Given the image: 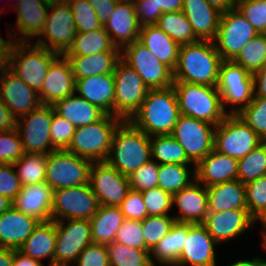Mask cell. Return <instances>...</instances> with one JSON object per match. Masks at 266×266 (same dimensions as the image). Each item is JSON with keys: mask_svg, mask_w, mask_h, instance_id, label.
Listing matches in <instances>:
<instances>
[{"mask_svg": "<svg viewBox=\"0 0 266 266\" xmlns=\"http://www.w3.org/2000/svg\"><path fill=\"white\" fill-rule=\"evenodd\" d=\"M180 116L173 85L167 88L149 89L140 108L129 121L149 137L171 135Z\"/></svg>", "mask_w": 266, "mask_h": 266, "instance_id": "obj_1", "label": "cell"}, {"mask_svg": "<svg viewBox=\"0 0 266 266\" xmlns=\"http://www.w3.org/2000/svg\"><path fill=\"white\" fill-rule=\"evenodd\" d=\"M223 60L213 41L199 40L180 46L178 62L173 70L174 82L215 86Z\"/></svg>", "mask_w": 266, "mask_h": 266, "instance_id": "obj_2", "label": "cell"}, {"mask_svg": "<svg viewBox=\"0 0 266 266\" xmlns=\"http://www.w3.org/2000/svg\"><path fill=\"white\" fill-rule=\"evenodd\" d=\"M150 159V137L129 120H123L113 134L107 162L121 174L130 176Z\"/></svg>", "mask_w": 266, "mask_h": 266, "instance_id": "obj_3", "label": "cell"}, {"mask_svg": "<svg viewBox=\"0 0 266 266\" xmlns=\"http://www.w3.org/2000/svg\"><path fill=\"white\" fill-rule=\"evenodd\" d=\"M180 115L192 117L213 125L224 120L221 96L215 86L188 82H174Z\"/></svg>", "mask_w": 266, "mask_h": 266, "instance_id": "obj_4", "label": "cell"}, {"mask_svg": "<svg viewBox=\"0 0 266 266\" xmlns=\"http://www.w3.org/2000/svg\"><path fill=\"white\" fill-rule=\"evenodd\" d=\"M122 121L116 115L106 114L95 123L77 127L66 151L92 162L107 161L113 134Z\"/></svg>", "mask_w": 266, "mask_h": 266, "instance_id": "obj_5", "label": "cell"}, {"mask_svg": "<svg viewBox=\"0 0 266 266\" xmlns=\"http://www.w3.org/2000/svg\"><path fill=\"white\" fill-rule=\"evenodd\" d=\"M59 55L33 42L14 41L10 70L39 93L51 63Z\"/></svg>", "mask_w": 266, "mask_h": 266, "instance_id": "obj_6", "label": "cell"}, {"mask_svg": "<svg viewBox=\"0 0 266 266\" xmlns=\"http://www.w3.org/2000/svg\"><path fill=\"white\" fill-rule=\"evenodd\" d=\"M91 164V160L66 150L52 151L47 154L45 183L52 190L87 184Z\"/></svg>", "mask_w": 266, "mask_h": 266, "instance_id": "obj_7", "label": "cell"}, {"mask_svg": "<svg viewBox=\"0 0 266 266\" xmlns=\"http://www.w3.org/2000/svg\"><path fill=\"white\" fill-rule=\"evenodd\" d=\"M258 34L235 6L222 13L213 43L223 61H233L242 48Z\"/></svg>", "mask_w": 266, "mask_h": 266, "instance_id": "obj_8", "label": "cell"}, {"mask_svg": "<svg viewBox=\"0 0 266 266\" xmlns=\"http://www.w3.org/2000/svg\"><path fill=\"white\" fill-rule=\"evenodd\" d=\"M263 141L238 114H227L215 126L214 150L240 159L245 157Z\"/></svg>", "mask_w": 266, "mask_h": 266, "instance_id": "obj_9", "label": "cell"}, {"mask_svg": "<svg viewBox=\"0 0 266 266\" xmlns=\"http://www.w3.org/2000/svg\"><path fill=\"white\" fill-rule=\"evenodd\" d=\"M115 80L114 115L129 120L140 108L149 88L140 75L122 58L113 72Z\"/></svg>", "mask_w": 266, "mask_h": 266, "instance_id": "obj_10", "label": "cell"}, {"mask_svg": "<svg viewBox=\"0 0 266 266\" xmlns=\"http://www.w3.org/2000/svg\"><path fill=\"white\" fill-rule=\"evenodd\" d=\"M76 26L67 2L50 5L45 25L34 44L64 55L74 42Z\"/></svg>", "mask_w": 266, "mask_h": 266, "instance_id": "obj_11", "label": "cell"}, {"mask_svg": "<svg viewBox=\"0 0 266 266\" xmlns=\"http://www.w3.org/2000/svg\"><path fill=\"white\" fill-rule=\"evenodd\" d=\"M98 207L99 203L90 183L53 190L52 221L90 220L97 212Z\"/></svg>", "mask_w": 266, "mask_h": 266, "instance_id": "obj_12", "label": "cell"}, {"mask_svg": "<svg viewBox=\"0 0 266 266\" xmlns=\"http://www.w3.org/2000/svg\"><path fill=\"white\" fill-rule=\"evenodd\" d=\"M215 125L180 115L171 136L184 148L187 158L196 166L214 149Z\"/></svg>", "mask_w": 266, "mask_h": 266, "instance_id": "obj_13", "label": "cell"}, {"mask_svg": "<svg viewBox=\"0 0 266 266\" xmlns=\"http://www.w3.org/2000/svg\"><path fill=\"white\" fill-rule=\"evenodd\" d=\"M121 58L140 75L149 89L167 88L174 83L173 70L138 40L121 51Z\"/></svg>", "mask_w": 266, "mask_h": 266, "instance_id": "obj_14", "label": "cell"}, {"mask_svg": "<svg viewBox=\"0 0 266 266\" xmlns=\"http://www.w3.org/2000/svg\"><path fill=\"white\" fill-rule=\"evenodd\" d=\"M51 120L52 105H41L17 119L16 129L25 153L49 154L55 151L50 138Z\"/></svg>", "mask_w": 266, "mask_h": 266, "instance_id": "obj_15", "label": "cell"}, {"mask_svg": "<svg viewBox=\"0 0 266 266\" xmlns=\"http://www.w3.org/2000/svg\"><path fill=\"white\" fill-rule=\"evenodd\" d=\"M203 225L223 250L225 243L229 244L230 242L231 244L237 241L236 239L241 240V237L244 240L246 235V239H248L249 234L254 231L252 229H257L259 224L249 214L248 210L234 209L223 212H209Z\"/></svg>", "mask_w": 266, "mask_h": 266, "instance_id": "obj_16", "label": "cell"}, {"mask_svg": "<svg viewBox=\"0 0 266 266\" xmlns=\"http://www.w3.org/2000/svg\"><path fill=\"white\" fill-rule=\"evenodd\" d=\"M91 243L93 241L89 220L56 221L54 262L73 264L80 252Z\"/></svg>", "mask_w": 266, "mask_h": 266, "instance_id": "obj_17", "label": "cell"}, {"mask_svg": "<svg viewBox=\"0 0 266 266\" xmlns=\"http://www.w3.org/2000/svg\"><path fill=\"white\" fill-rule=\"evenodd\" d=\"M89 183L99 205L119 206L130 190L129 177L107 161L92 162Z\"/></svg>", "mask_w": 266, "mask_h": 266, "instance_id": "obj_18", "label": "cell"}, {"mask_svg": "<svg viewBox=\"0 0 266 266\" xmlns=\"http://www.w3.org/2000/svg\"><path fill=\"white\" fill-rule=\"evenodd\" d=\"M220 247L203 224L187 223V238L175 266H220Z\"/></svg>", "mask_w": 266, "mask_h": 266, "instance_id": "obj_19", "label": "cell"}, {"mask_svg": "<svg viewBox=\"0 0 266 266\" xmlns=\"http://www.w3.org/2000/svg\"><path fill=\"white\" fill-rule=\"evenodd\" d=\"M49 5L43 0H24L13 8L15 24H8L7 36L15 42H34L44 28Z\"/></svg>", "mask_w": 266, "mask_h": 266, "instance_id": "obj_20", "label": "cell"}, {"mask_svg": "<svg viewBox=\"0 0 266 266\" xmlns=\"http://www.w3.org/2000/svg\"><path fill=\"white\" fill-rule=\"evenodd\" d=\"M208 213L207 189L197 180L173 195L172 216L176 222L203 224Z\"/></svg>", "mask_w": 266, "mask_h": 266, "instance_id": "obj_21", "label": "cell"}, {"mask_svg": "<svg viewBox=\"0 0 266 266\" xmlns=\"http://www.w3.org/2000/svg\"><path fill=\"white\" fill-rule=\"evenodd\" d=\"M76 80L70 62L59 55L50 65L43 81L39 98L42 105H53L75 93Z\"/></svg>", "mask_w": 266, "mask_h": 266, "instance_id": "obj_22", "label": "cell"}, {"mask_svg": "<svg viewBox=\"0 0 266 266\" xmlns=\"http://www.w3.org/2000/svg\"><path fill=\"white\" fill-rule=\"evenodd\" d=\"M0 97L17 119L42 105L39 93L11 70L0 80Z\"/></svg>", "mask_w": 266, "mask_h": 266, "instance_id": "obj_23", "label": "cell"}, {"mask_svg": "<svg viewBox=\"0 0 266 266\" xmlns=\"http://www.w3.org/2000/svg\"><path fill=\"white\" fill-rule=\"evenodd\" d=\"M40 221L11 206L0 215V247L18 250Z\"/></svg>", "mask_w": 266, "mask_h": 266, "instance_id": "obj_24", "label": "cell"}, {"mask_svg": "<svg viewBox=\"0 0 266 266\" xmlns=\"http://www.w3.org/2000/svg\"><path fill=\"white\" fill-rule=\"evenodd\" d=\"M114 46L121 51L137 41L141 26L138 24L134 5L117 3L112 15L103 26Z\"/></svg>", "mask_w": 266, "mask_h": 266, "instance_id": "obj_25", "label": "cell"}, {"mask_svg": "<svg viewBox=\"0 0 266 266\" xmlns=\"http://www.w3.org/2000/svg\"><path fill=\"white\" fill-rule=\"evenodd\" d=\"M196 180L205 187L237 180L238 159L212 150L195 166Z\"/></svg>", "mask_w": 266, "mask_h": 266, "instance_id": "obj_26", "label": "cell"}, {"mask_svg": "<svg viewBox=\"0 0 266 266\" xmlns=\"http://www.w3.org/2000/svg\"><path fill=\"white\" fill-rule=\"evenodd\" d=\"M75 93L106 114L114 115L115 80L113 74H100L76 80Z\"/></svg>", "mask_w": 266, "mask_h": 266, "instance_id": "obj_27", "label": "cell"}, {"mask_svg": "<svg viewBox=\"0 0 266 266\" xmlns=\"http://www.w3.org/2000/svg\"><path fill=\"white\" fill-rule=\"evenodd\" d=\"M53 190L47 183H38L22 187L20 193L13 201V206L30 215L40 222L52 220Z\"/></svg>", "mask_w": 266, "mask_h": 266, "instance_id": "obj_28", "label": "cell"}, {"mask_svg": "<svg viewBox=\"0 0 266 266\" xmlns=\"http://www.w3.org/2000/svg\"><path fill=\"white\" fill-rule=\"evenodd\" d=\"M182 12L199 40H214L222 12L205 0H184Z\"/></svg>", "mask_w": 266, "mask_h": 266, "instance_id": "obj_29", "label": "cell"}, {"mask_svg": "<svg viewBox=\"0 0 266 266\" xmlns=\"http://www.w3.org/2000/svg\"><path fill=\"white\" fill-rule=\"evenodd\" d=\"M52 107L56 114L73 124L75 128L95 123L106 115L99 107L76 93L55 102Z\"/></svg>", "mask_w": 266, "mask_h": 266, "instance_id": "obj_30", "label": "cell"}, {"mask_svg": "<svg viewBox=\"0 0 266 266\" xmlns=\"http://www.w3.org/2000/svg\"><path fill=\"white\" fill-rule=\"evenodd\" d=\"M138 41L172 70L178 62L180 44L164 33L156 24L141 26Z\"/></svg>", "mask_w": 266, "mask_h": 266, "instance_id": "obj_31", "label": "cell"}, {"mask_svg": "<svg viewBox=\"0 0 266 266\" xmlns=\"http://www.w3.org/2000/svg\"><path fill=\"white\" fill-rule=\"evenodd\" d=\"M55 242L56 221L40 222L18 250L42 264L46 260L51 263L54 262Z\"/></svg>", "mask_w": 266, "mask_h": 266, "instance_id": "obj_32", "label": "cell"}, {"mask_svg": "<svg viewBox=\"0 0 266 266\" xmlns=\"http://www.w3.org/2000/svg\"><path fill=\"white\" fill-rule=\"evenodd\" d=\"M208 211L247 210L245 184L239 180L206 187Z\"/></svg>", "mask_w": 266, "mask_h": 266, "instance_id": "obj_33", "label": "cell"}, {"mask_svg": "<svg viewBox=\"0 0 266 266\" xmlns=\"http://www.w3.org/2000/svg\"><path fill=\"white\" fill-rule=\"evenodd\" d=\"M70 62L75 80L100 74H113L121 51H107L90 56L65 55Z\"/></svg>", "mask_w": 266, "mask_h": 266, "instance_id": "obj_34", "label": "cell"}, {"mask_svg": "<svg viewBox=\"0 0 266 266\" xmlns=\"http://www.w3.org/2000/svg\"><path fill=\"white\" fill-rule=\"evenodd\" d=\"M187 238V223L176 222L150 251L153 266H175Z\"/></svg>", "mask_w": 266, "mask_h": 266, "instance_id": "obj_35", "label": "cell"}, {"mask_svg": "<svg viewBox=\"0 0 266 266\" xmlns=\"http://www.w3.org/2000/svg\"><path fill=\"white\" fill-rule=\"evenodd\" d=\"M124 220L119 206L99 205L97 212L89 220L93 243L108 245L113 242Z\"/></svg>", "mask_w": 266, "mask_h": 266, "instance_id": "obj_36", "label": "cell"}, {"mask_svg": "<svg viewBox=\"0 0 266 266\" xmlns=\"http://www.w3.org/2000/svg\"><path fill=\"white\" fill-rule=\"evenodd\" d=\"M107 51H121L116 48L104 27L90 32H77L71 47L64 55L90 56Z\"/></svg>", "mask_w": 266, "mask_h": 266, "instance_id": "obj_37", "label": "cell"}, {"mask_svg": "<svg viewBox=\"0 0 266 266\" xmlns=\"http://www.w3.org/2000/svg\"><path fill=\"white\" fill-rule=\"evenodd\" d=\"M158 187L174 195L196 180L195 165L159 164Z\"/></svg>", "mask_w": 266, "mask_h": 266, "instance_id": "obj_38", "label": "cell"}, {"mask_svg": "<svg viewBox=\"0 0 266 266\" xmlns=\"http://www.w3.org/2000/svg\"><path fill=\"white\" fill-rule=\"evenodd\" d=\"M151 159L158 164L194 165L185 153L184 148L171 135L150 137Z\"/></svg>", "mask_w": 266, "mask_h": 266, "instance_id": "obj_39", "label": "cell"}, {"mask_svg": "<svg viewBox=\"0 0 266 266\" xmlns=\"http://www.w3.org/2000/svg\"><path fill=\"white\" fill-rule=\"evenodd\" d=\"M156 25L180 45L199 41L182 10L164 12Z\"/></svg>", "mask_w": 266, "mask_h": 266, "instance_id": "obj_40", "label": "cell"}, {"mask_svg": "<svg viewBox=\"0 0 266 266\" xmlns=\"http://www.w3.org/2000/svg\"><path fill=\"white\" fill-rule=\"evenodd\" d=\"M47 154L25 153L13 165L22 187L44 183Z\"/></svg>", "mask_w": 266, "mask_h": 266, "instance_id": "obj_41", "label": "cell"}, {"mask_svg": "<svg viewBox=\"0 0 266 266\" xmlns=\"http://www.w3.org/2000/svg\"><path fill=\"white\" fill-rule=\"evenodd\" d=\"M110 266H153L150 251L113 241L106 245Z\"/></svg>", "mask_w": 266, "mask_h": 266, "instance_id": "obj_42", "label": "cell"}, {"mask_svg": "<svg viewBox=\"0 0 266 266\" xmlns=\"http://www.w3.org/2000/svg\"><path fill=\"white\" fill-rule=\"evenodd\" d=\"M266 175V142H262L245 157L238 159L237 180L243 184Z\"/></svg>", "mask_w": 266, "mask_h": 266, "instance_id": "obj_43", "label": "cell"}, {"mask_svg": "<svg viewBox=\"0 0 266 266\" xmlns=\"http://www.w3.org/2000/svg\"><path fill=\"white\" fill-rule=\"evenodd\" d=\"M266 59V34H258L249 41L233 60L250 74H254L264 67Z\"/></svg>", "mask_w": 266, "mask_h": 266, "instance_id": "obj_44", "label": "cell"}, {"mask_svg": "<svg viewBox=\"0 0 266 266\" xmlns=\"http://www.w3.org/2000/svg\"><path fill=\"white\" fill-rule=\"evenodd\" d=\"M221 96L223 110L227 114H238L254 98V85L216 87Z\"/></svg>", "mask_w": 266, "mask_h": 266, "instance_id": "obj_45", "label": "cell"}, {"mask_svg": "<svg viewBox=\"0 0 266 266\" xmlns=\"http://www.w3.org/2000/svg\"><path fill=\"white\" fill-rule=\"evenodd\" d=\"M246 206L259 226L266 220V175L245 184Z\"/></svg>", "mask_w": 266, "mask_h": 266, "instance_id": "obj_46", "label": "cell"}, {"mask_svg": "<svg viewBox=\"0 0 266 266\" xmlns=\"http://www.w3.org/2000/svg\"><path fill=\"white\" fill-rule=\"evenodd\" d=\"M174 223L175 218L172 215L147 216L142 220L145 250L151 251L170 231Z\"/></svg>", "mask_w": 266, "mask_h": 266, "instance_id": "obj_47", "label": "cell"}, {"mask_svg": "<svg viewBox=\"0 0 266 266\" xmlns=\"http://www.w3.org/2000/svg\"><path fill=\"white\" fill-rule=\"evenodd\" d=\"M238 115L263 142H266V98H253L252 102Z\"/></svg>", "mask_w": 266, "mask_h": 266, "instance_id": "obj_48", "label": "cell"}, {"mask_svg": "<svg viewBox=\"0 0 266 266\" xmlns=\"http://www.w3.org/2000/svg\"><path fill=\"white\" fill-rule=\"evenodd\" d=\"M67 3L72 11L77 32H90L103 27L87 0H70Z\"/></svg>", "mask_w": 266, "mask_h": 266, "instance_id": "obj_49", "label": "cell"}, {"mask_svg": "<svg viewBox=\"0 0 266 266\" xmlns=\"http://www.w3.org/2000/svg\"><path fill=\"white\" fill-rule=\"evenodd\" d=\"M148 216L172 215L173 195L154 187L141 191Z\"/></svg>", "mask_w": 266, "mask_h": 266, "instance_id": "obj_50", "label": "cell"}, {"mask_svg": "<svg viewBox=\"0 0 266 266\" xmlns=\"http://www.w3.org/2000/svg\"><path fill=\"white\" fill-rule=\"evenodd\" d=\"M236 85H254L253 75L233 61H222L219 67L216 87H231Z\"/></svg>", "mask_w": 266, "mask_h": 266, "instance_id": "obj_51", "label": "cell"}, {"mask_svg": "<svg viewBox=\"0 0 266 266\" xmlns=\"http://www.w3.org/2000/svg\"><path fill=\"white\" fill-rule=\"evenodd\" d=\"M235 6L260 34H266V0H236Z\"/></svg>", "mask_w": 266, "mask_h": 266, "instance_id": "obj_52", "label": "cell"}, {"mask_svg": "<svg viewBox=\"0 0 266 266\" xmlns=\"http://www.w3.org/2000/svg\"><path fill=\"white\" fill-rule=\"evenodd\" d=\"M25 154L17 129L0 132V164H14Z\"/></svg>", "mask_w": 266, "mask_h": 266, "instance_id": "obj_53", "label": "cell"}, {"mask_svg": "<svg viewBox=\"0 0 266 266\" xmlns=\"http://www.w3.org/2000/svg\"><path fill=\"white\" fill-rule=\"evenodd\" d=\"M159 164L150 159L146 164L140 166L129 177L130 189L145 191L158 186Z\"/></svg>", "mask_w": 266, "mask_h": 266, "instance_id": "obj_54", "label": "cell"}, {"mask_svg": "<svg viewBox=\"0 0 266 266\" xmlns=\"http://www.w3.org/2000/svg\"><path fill=\"white\" fill-rule=\"evenodd\" d=\"M75 129L73 124L56 114L52 107L50 138L55 150H66L69 147Z\"/></svg>", "mask_w": 266, "mask_h": 266, "instance_id": "obj_55", "label": "cell"}, {"mask_svg": "<svg viewBox=\"0 0 266 266\" xmlns=\"http://www.w3.org/2000/svg\"><path fill=\"white\" fill-rule=\"evenodd\" d=\"M114 241L136 249H145L142 221L125 219Z\"/></svg>", "mask_w": 266, "mask_h": 266, "instance_id": "obj_56", "label": "cell"}, {"mask_svg": "<svg viewBox=\"0 0 266 266\" xmlns=\"http://www.w3.org/2000/svg\"><path fill=\"white\" fill-rule=\"evenodd\" d=\"M73 266H110L106 245L91 243L79 254Z\"/></svg>", "mask_w": 266, "mask_h": 266, "instance_id": "obj_57", "label": "cell"}, {"mask_svg": "<svg viewBox=\"0 0 266 266\" xmlns=\"http://www.w3.org/2000/svg\"><path fill=\"white\" fill-rule=\"evenodd\" d=\"M119 207L125 219L142 221L148 216L140 191L130 189Z\"/></svg>", "mask_w": 266, "mask_h": 266, "instance_id": "obj_58", "label": "cell"}, {"mask_svg": "<svg viewBox=\"0 0 266 266\" xmlns=\"http://www.w3.org/2000/svg\"><path fill=\"white\" fill-rule=\"evenodd\" d=\"M22 189L13 164H0V194L12 202Z\"/></svg>", "mask_w": 266, "mask_h": 266, "instance_id": "obj_59", "label": "cell"}, {"mask_svg": "<svg viewBox=\"0 0 266 266\" xmlns=\"http://www.w3.org/2000/svg\"><path fill=\"white\" fill-rule=\"evenodd\" d=\"M138 24L140 26L156 24L163 14L161 9H157L151 0H137L134 4Z\"/></svg>", "mask_w": 266, "mask_h": 266, "instance_id": "obj_60", "label": "cell"}, {"mask_svg": "<svg viewBox=\"0 0 266 266\" xmlns=\"http://www.w3.org/2000/svg\"><path fill=\"white\" fill-rule=\"evenodd\" d=\"M13 44L10 37H0V80L10 71Z\"/></svg>", "mask_w": 266, "mask_h": 266, "instance_id": "obj_61", "label": "cell"}, {"mask_svg": "<svg viewBox=\"0 0 266 266\" xmlns=\"http://www.w3.org/2000/svg\"><path fill=\"white\" fill-rule=\"evenodd\" d=\"M95 10L96 16L102 26L106 24L117 5L116 0H87Z\"/></svg>", "mask_w": 266, "mask_h": 266, "instance_id": "obj_62", "label": "cell"}, {"mask_svg": "<svg viewBox=\"0 0 266 266\" xmlns=\"http://www.w3.org/2000/svg\"><path fill=\"white\" fill-rule=\"evenodd\" d=\"M16 124L17 118L0 97V132L13 130L16 128Z\"/></svg>", "mask_w": 266, "mask_h": 266, "instance_id": "obj_63", "label": "cell"}, {"mask_svg": "<svg viewBox=\"0 0 266 266\" xmlns=\"http://www.w3.org/2000/svg\"><path fill=\"white\" fill-rule=\"evenodd\" d=\"M254 98H266V67L253 74Z\"/></svg>", "mask_w": 266, "mask_h": 266, "instance_id": "obj_64", "label": "cell"}, {"mask_svg": "<svg viewBox=\"0 0 266 266\" xmlns=\"http://www.w3.org/2000/svg\"><path fill=\"white\" fill-rule=\"evenodd\" d=\"M258 253H253V255H244V257L242 256H238V257H240V258H237V257H235V258H233L232 260L233 261H231V260H229L228 261V263L227 262H225V264L224 263H220V266H257V262L264 256V254H260V249H259V255H257ZM251 258H250V257Z\"/></svg>", "mask_w": 266, "mask_h": 266, "instance_id": "obj_65", "label": "cell"}, {"mask_svg": "<svg viewBox=\"0 0 266 266\" xmlns=\"http://www.w3.org/2000/svg\"><path fill=\"white\" fill-rule=\"evenodd\" d=\"M156 5L157 9L164 12L180 11L183 8L184 0H151Z\"/></svg>", "mask_w": 266, "mask_h": 266, "instance_id": "obj_66", "label": "cell"}, {"mask_svg": "<svg viewBox=\"0 0 266 266\" xmlns=\"http://www.w3.org/2000/svg\"><path fill=\"white\" fill-rule=\"evenodd\" d=\"M12 266H44L40 261L35 260L21 253L19 250L13 249Z\"/></svg>", "mask_w": 266, "mask_h": 266, "instance_id": "obj_67", "label": "cell"}, {"mask_svg": "<svg viewBox=\"0 0 266 266\" xmlns=\"http://www.w3.org/2000/svg\"><path fill=\"white\" fill-rule=\"evenodd\" d=\"M205 1L222 13L235 7L236 4V0H205Z\"/></svg>", "mask_w": 266, "mask_h": 266, "instance_id": "obj_68", "label": "cell"}, {"mask_svg": "<svg viewBox=\"0 0 266 266\" xmlns=\"http://www.w3.org/2000/svg\"><path fill=\"white\" fill-rule=\"evenodd\" d=\"M13 249L0 247V266H12Z\"/></svg>", "mask_w": 266, "mask_h": 266, "instance_id": "obj_69", "label": "cell"}, {"mask_svg": "<svg viewBox=\"0 0 266 266\" xmlns=\"http://www.w3.org/2000/svg\"><path fill=\"white\" fill-rule=\"evenodd\" d=\"M13 206V202L0 194V215Z\"/></svg>", "mask_w": 266, "mask_h": 266, "instance_id": "obj_70", "label": "cell"}, {"mask_svg": "<svg viewBox=\"0 0 266 266\" xmlns=\"http://www.w3.org/2000/svg\"><path fill=\"white\" fill-rule=\"evenodd\" d=\"M260 238V240H258L259 242V244L258 245H260V246H258L259 248H262V250L263 251H261V253L263 252H265L266 253V235H260L259 236ZM265 257H266V254H265Z\"/></svg>", "mask_w": 266, "mask_h": 266, "instance_id": "obj_71", "label": "cell"}, {"mask_svg": "<svg viewBox=\"0 0 266 266\" xmlns=\"http://www.w3.org/2000/svg\"><path fill=\"white\" fill-rule=\"evenodd\" d=\"M7 1L6 3H9L7 6V8L9 10H11V8L13 9L15 6L19 5L20 3H22L24 0H5ZM9 1V2H8ZM10 6V7H9Z\"/></svg>", "mask_w": 266, "mask_h": 266, "instance_id": "obj_72", "label": "cell"}, {"mask_svg": "<svg viewBox=\"0 0 266 266\" xmlns=\"http://www.w3.org/2000/svg\"><path fill=\"white\" fill-rule=\"evenodd\" d=\"M258 229L256 230L257 232H259L258 235H266V220L259 226Z\"/></svg>", "mask_w": 266, "mask_h": 266, "instance_id": "obj_73", "label": "cell"}, {"mask_svg": "<svg viewBox=\"0 0 266 266\" xmlns=\"http://www.w3.org/2000/svg\"><path fill=\"white\" fill-rule=\"evenodd\" d=\"M47 5H56V4H62V0H43Z\"/></svg>", "mask_w": 266, "mask_h": 266, "instance_id": "obj_74", "label": "cell"}, {"mask_svg": "<svg viewBox=\"0 0 266 266\" xmlns=\"http://www.w3.org/2000/svg\"><path fill=\"white\" fill-rule=\"evenodd\" d=\"M44 266H46V264H44ZM47 266H73V265L72 264H68V263L51 262V263H48Z\"/></svg>", "mask_w": 266, "mask_h": 266, "instance_id": "obj_75", "label": "cell"}, {"mask_svg": "<svg viewBox=\"0 0 266 266\" xmlns=\"http://www.w3.org/2000/svg\"><path fill=\"white\" fill-rule=\"evenodd\" d=\"M118 3L134 5L137 0H116Z\"/></svg>", "mask_w": 266, "mask_h": 266, "instance_id": "obj_76", "label": "cell"}, {"mask_svg": "<svg viewBox=\"0 0 266 266\" xmlns=\"http://www.w3.org/2000/svg\"><path fill=\"white\" fill-rule=\"evenodd\" d=\"M257 266H266V257H265V255L257 262Z\"/></svg>", "mask_w": 266, "mask_h": 266, "instance_id": "obj_77", "label": "cell"}, {"mask_svg": "<svg viewBox=\"0 0 266 266\" xmlns=\"http://www.w3.org/2000/svg\"><path fill=\"white\" fill-rule=\"evenodd\" d=\"M2 9H3V7H0V17H3L2 14L6 13V10H4V9L2 10ZM0 20H1V18H0Z\"/></svg>", "mask_w": 266, "mask_h": 266, "instance_id": "obj_78", "label": "cell"}]
</instances>
